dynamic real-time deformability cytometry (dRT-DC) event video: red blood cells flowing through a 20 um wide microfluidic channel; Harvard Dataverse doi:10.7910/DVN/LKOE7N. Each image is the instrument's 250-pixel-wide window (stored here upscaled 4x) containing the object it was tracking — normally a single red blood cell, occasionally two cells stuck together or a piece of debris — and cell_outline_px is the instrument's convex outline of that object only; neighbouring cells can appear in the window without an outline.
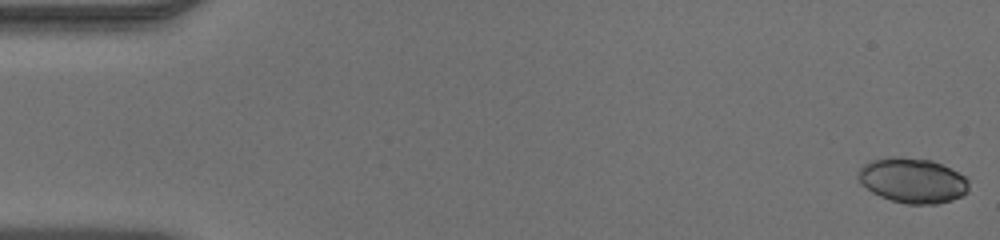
{"species": "human", "species_latin": "Homo sapiens", "temperature_condition": "warm", "stored_images_in_passage": 50, "camera_frame_rate_fps": 3000, "um_per_image_px": 0.085, "donor": {"sex": "male"}, "frame": {"image": 1, "passage_image": 1, "time_ms": 0.0, "image_size_px": [1000, 240], "cell_outline_px": [[968, 192], [952, 200], [936, 204], [904, 204], [880, 196], [872, 192], [860, 184], [856, 176], [856, 172], [864, 164], [872, 160], [888, 156], [896, 156], [932, 160], [964, 176], [968, 180]], "centroid_in_image_um": [77.51, 15.34], "position_along_channel_um": 7.5, "area_um2": 29.13}}
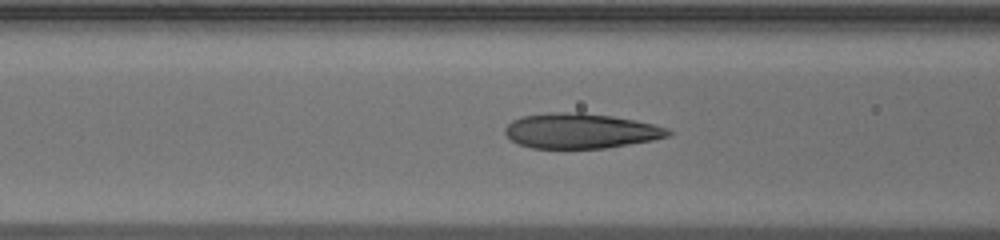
{"frame": {"image": 2, "passage_image": 20, "time_ms": 6.333, "image_size_px": [1000, 240], "cell_outline_px": [[672, 132], [668, 136], [652, 140], [604, 148], [532, 148], [520, 144], [512, 140], [504, 132], [504, 128], [512, 120], [520, 116], [548, 112], [584, 112], [612, 116], [652, 124], [668, 128]], "centroid_in_image_um": [49.31, 11.11], "position_along_channel_um": 117.3, "area_um2": 33.23}}
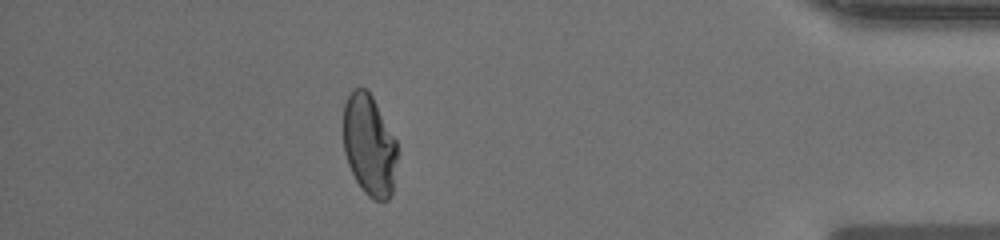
{"frame": {"image": 3, "passage_image": 44, "time_ms": 14.333, "image_size_px": [1000, 240], "cell_outline_px": [[396, 160], [392, 196], [388, 200], [372, 200], [364, 192], [356, 180], [348, 164], [344, 152], [344, 104], [352, 88], [368, 88], [396, 140]], "centroid_in_image_um": [31.38, 12.33], "position_along_channel_um": 403.8, "area_um2": 31.79}}